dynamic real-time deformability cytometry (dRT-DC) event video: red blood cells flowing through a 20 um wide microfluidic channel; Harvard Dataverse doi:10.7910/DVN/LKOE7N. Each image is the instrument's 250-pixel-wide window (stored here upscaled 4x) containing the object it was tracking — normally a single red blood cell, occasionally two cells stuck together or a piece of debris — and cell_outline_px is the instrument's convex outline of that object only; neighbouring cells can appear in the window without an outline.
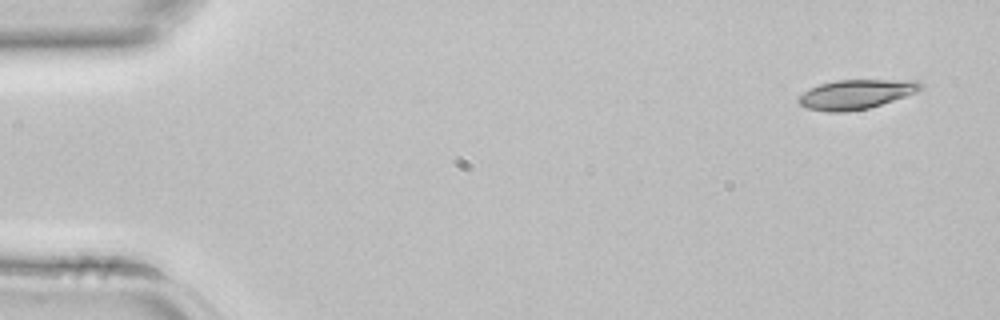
{"species": "common noctule bat (a hibernating species)", "species_latin": "Nyctalus noctula", "temperature_condition": "room temperature", "stored_images_in_passage": 3, "camera_frame_rate_fps": 3000, "um_per_image_px": 0.085, "animal": {"sex": "female", "body_mass_g": 22.7, "forearm_length_mm": 54.2}, "frame": {"image": 1, "passage_image": 1, "time_ms": 0.0, "image_size_px": [1000, 320], "cell_outline_px": [[924, 88], [916, 92], [868, 108], [848, 112], [824, 112], [808, 108], [800, 104], [796, 100], [804, 92], [820, 84], [836, 80], [920, 80], [924, 84]], "centroid_in_image_um": [72.78, 8.01], "position_along_channel_um": 12.2, "area_um2": 20.87}}
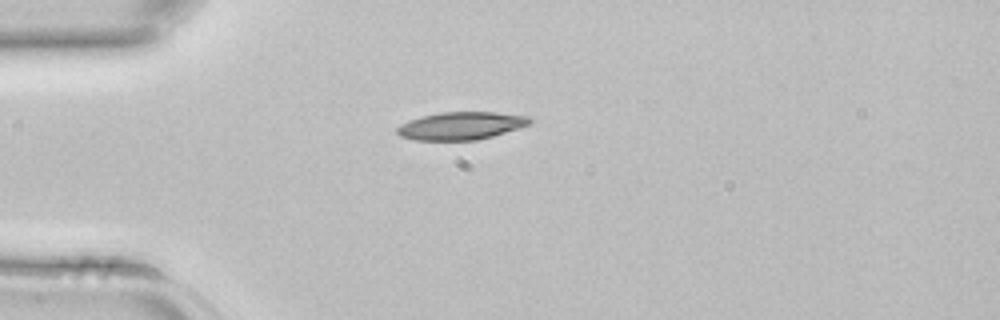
{"frame": {"image": 2, "passage_image": 3, "time_ms": 0.667, "image_size_px": [1000, 320], "cell_outline_px": [[532, 120], [528, 124], [520, 128], [492, 136], [476, 140], [416, 140], [400, 136], [396, 132], [396, 128], [400, 124], [408, 120], [440, 112], [496, 112], [532, 116]], "centroid_in_image_um": [39.2, 10.68], "position_along_channel_um": 45.8, "area_um2": 21.5}}